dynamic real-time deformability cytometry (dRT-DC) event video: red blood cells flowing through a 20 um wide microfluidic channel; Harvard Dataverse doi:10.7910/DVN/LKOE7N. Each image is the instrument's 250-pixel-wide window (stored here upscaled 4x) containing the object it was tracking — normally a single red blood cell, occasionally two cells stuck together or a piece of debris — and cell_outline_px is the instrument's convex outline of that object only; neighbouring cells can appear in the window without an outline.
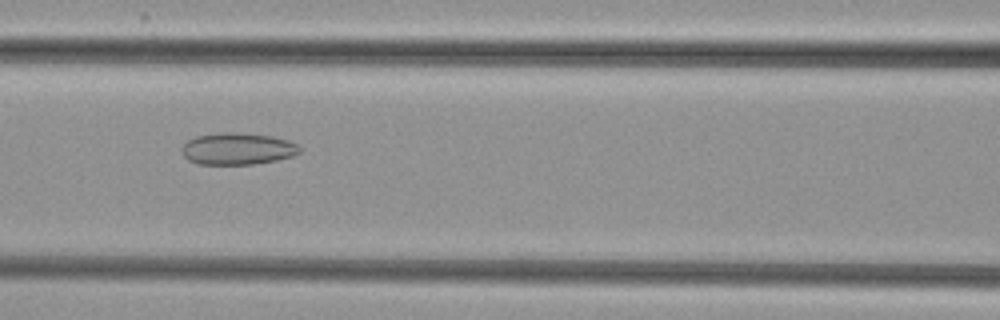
{"species": "common noctule bat (a hibernating species)", "species_latin": "Nyctalus noctula", "temperature_condition": "cold", "stored_images_in_passage": 4, "camera_frame_rate_fps": 3000, "um_per_image_px": 0.085, "animal": {"sex": "female", "body_mass_g": 29.2, "forearm_length_mm": 56.3}, "frame": {"image": 1, "passage_image": 3, "time_ms": 2.333, "image_size_px": [1000, 320], "cell_outline_px": [[300, 152], [292, 156], [276, 160], [252, 164], [196, 164], [188, 160], [184, 156], [180, 148], [188, 140], [196, 136], [224, 132], [228, 132], [272, 136], [288, 140], [296, 144], [300, 148]], "centroid_in_image_um": [20.16, 12.65], "position_along_channel_um": 146.4, "area_um2": 21.73}}
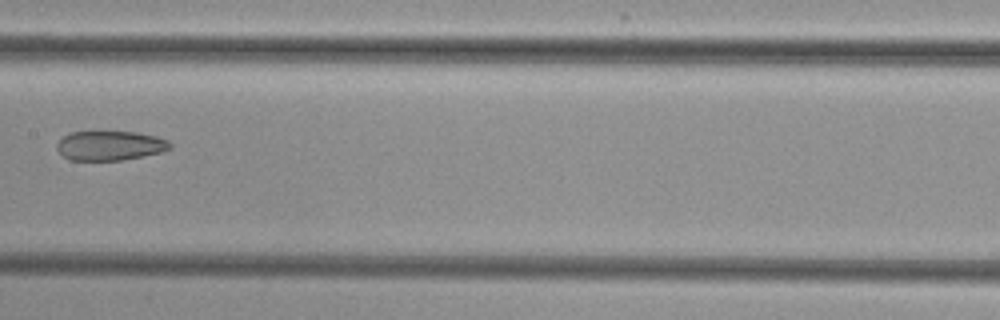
{"frame": {"image": 2, "passage_image": 4, "time_ms": 3.667, "image_size_px": [1000, 320], "cell_outline_px": [[172, 148], [160, 152], [144, 156], [120, 160], [68, 160], [56, 148], [56, 144], [64, 136], [72, 132], [140, 132], [156, 136], [168, 140], [172, 144]], "centroid_in_image_um": [9.38, 12.38], "position_along_channel_um": 198.0, "area_um2": 19.42}}